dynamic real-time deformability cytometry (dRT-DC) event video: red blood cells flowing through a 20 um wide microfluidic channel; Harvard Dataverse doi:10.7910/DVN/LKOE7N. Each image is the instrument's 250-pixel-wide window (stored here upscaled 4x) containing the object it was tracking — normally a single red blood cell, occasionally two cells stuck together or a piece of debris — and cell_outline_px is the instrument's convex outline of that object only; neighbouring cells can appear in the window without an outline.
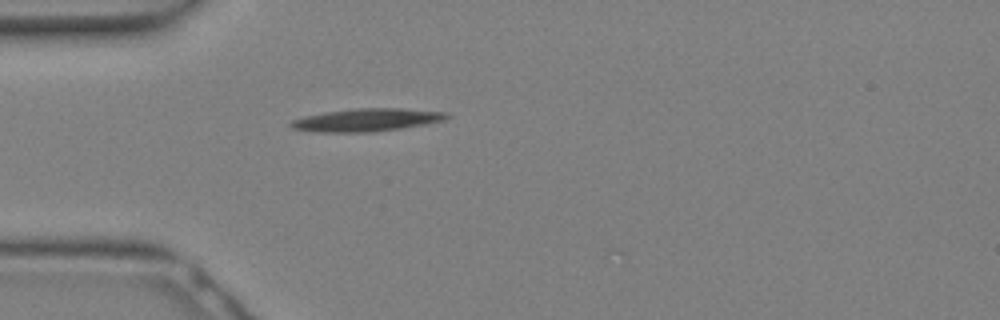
{"species": "Egyptian fruit bat (a non-hibernating species)", "species_latin": "Rousettus aegyptiacus", "temperature_condition": "warm", "stored_images_in_passage": 4, "camera_frame_rate_fps": 3000, "um_per_image_px": 0.085, "animal": {"sex": "female"}, "frame": {"image": 1, "passage_image": 1, "time_ms": 0.0, "image_size_px": [1000, 320], "cell_outline_px": [[452, 116], [444, 120], [424, 124], [376, 132], [312, 132], [292, 128], [288, 124], [292, 120], [324, 112], [356, 108], [400, 108], [448, 112]], "centroid_in_image_um": [31.19, 10.19], "position_along_channel_um": 53.8, "area_um2": 20.75}}
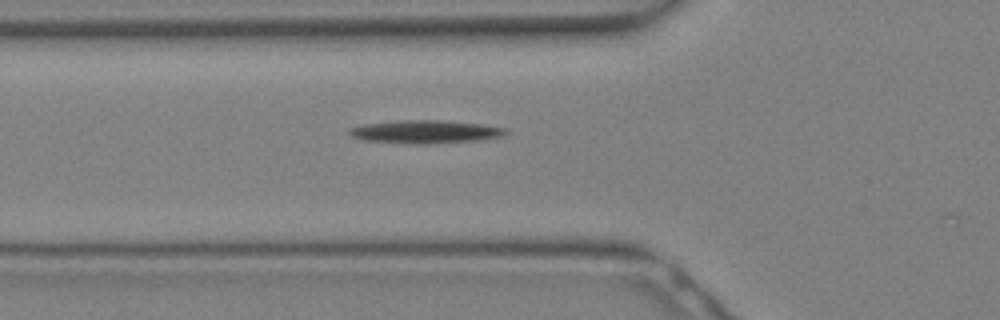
{"frame": {"image": 2, "passage_image": 3, "time_ms": 0.667, "image_size_px": [1000, 320], "cell_outline_px": [[508, 132], [500, 136], [480, 140], [428, 144], [424, 144], [364, 140], [352, 136], [348, 132], [348, 128], [364, 124], [404, 120], [436, 120], [480, 124], [504, 128]], "centroid_in_image_um": [36.13, 11.2], "position_along_channel_um": 89.7, "area_um2": 20.63}}